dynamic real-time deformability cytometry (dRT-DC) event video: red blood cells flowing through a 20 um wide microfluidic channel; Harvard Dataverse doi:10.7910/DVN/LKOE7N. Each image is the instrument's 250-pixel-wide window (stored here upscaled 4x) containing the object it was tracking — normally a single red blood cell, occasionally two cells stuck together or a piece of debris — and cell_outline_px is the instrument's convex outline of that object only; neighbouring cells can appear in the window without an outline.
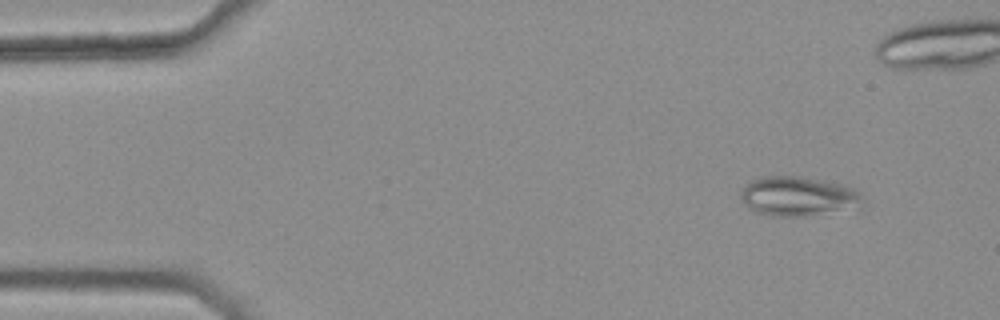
{"species": "common noctule bat (a hibernating species)", "species_latin": "Nyctalus noctula", "temperature_condition": "warm", "stored_images_in_passage": 46, "camera_frame_rate_fps": 3000, "um_per_image_px": 0.085, "animal": {"sex": "female", "body_mass_g": 25.1}, "frame": {"image": 1, "passage_image": 5, "time_ms": 1.333, "image_size_px": [1000, 320], "cell_outline_px": [[860, 200], [836, 208], [804, 216], [772, 216], [756, 212], [748, 208], [740, 200], [740, 192], [752, 180], [764, 176], [800, 176], [824, 180], [840, 184], [852, 188], [860, 192]], "centroid_in_image_um": [67.62, 16.64], "position_along_channel_um": 17.4, "area_um2": 26.65}}
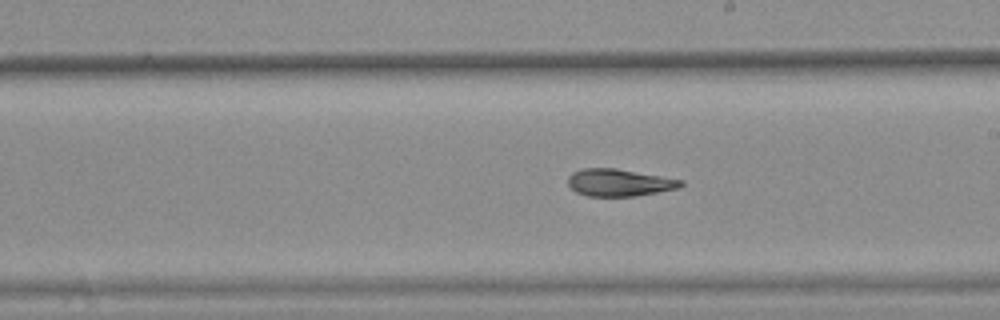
{"frame": {"image": 2, "passage_image": 30, "time_ms": 9.667, "image_size_px": [1000, 320], "cell_outline_px": [[684, 184], [680, 188], [636, 196], [588, 196], [576, 192], [568, 184], [568, 176], [572, 172], [580, 168], [616, 168], [684, 180]], "centroid_in_image_um": [52.64, 15.51], "position_along_channel_um": 236.4, "area_um2": 18.03}}
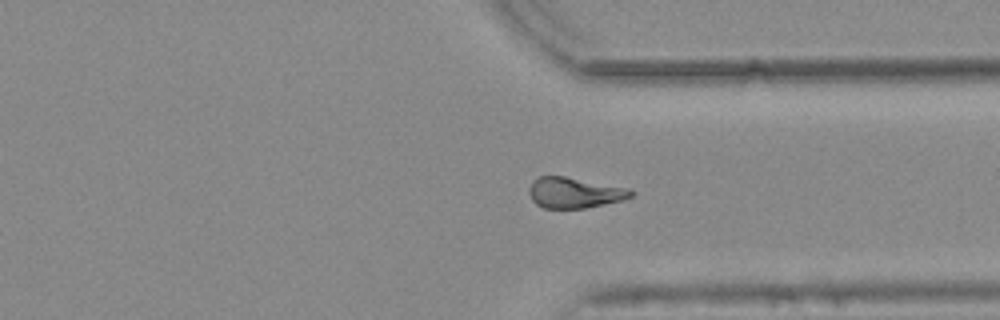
{"frame": {"image": 3, "passage_image": 40, "time_ms": 13.0, "image_size_px": [1000, 320], "cell_outline_px": [[636, 192], [632, 196], [624, 200], [584, 208], [544, 208], [536, 204], [532, 200], [528, 192], [528, 188], [532, 180], [540, 176], [564, 176], [628, 188]], "centroid_in_image_um": [48.81, 16.38], "position_along_channel_um": 362.6, "area_um2": 18.26}}